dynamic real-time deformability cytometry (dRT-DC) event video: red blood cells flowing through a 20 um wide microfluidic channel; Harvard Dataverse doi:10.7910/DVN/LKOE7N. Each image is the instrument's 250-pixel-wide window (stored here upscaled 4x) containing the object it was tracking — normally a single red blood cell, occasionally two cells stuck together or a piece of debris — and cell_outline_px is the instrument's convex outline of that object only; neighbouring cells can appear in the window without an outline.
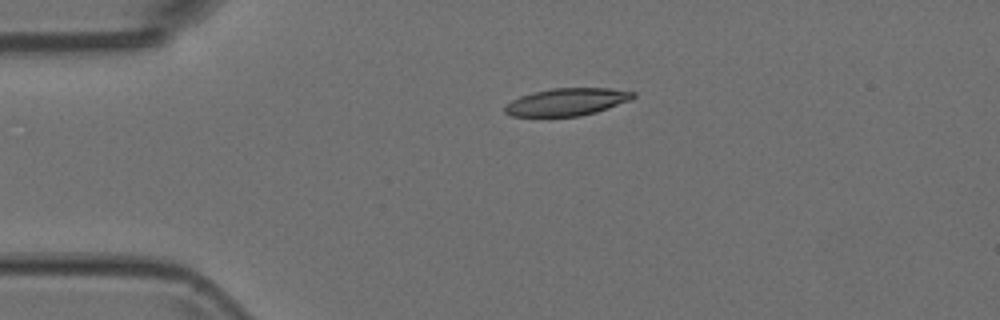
{"species": "Egyptian fruit bat (a non-hibernating species)", "species_latin": "Rousettus aegyptiacus", "temperature_condition": "room temperature", "stored_images_in_passage": 2, "camera_frame_rate_fps": 3000, "um_per_image_px": 0.085, "animal": {"sex": "female"}, "frame": {"image": 1, "passage_image": 1, "time_ms": 0.0, "image_size_px": [1000, 320], "cell_outline_px": [[636, 96], [632, 100], [596, 112], [580, 116], [512, 116], [504, 112], [504, 108], [512, 100], [520, 96], [532, 92], [552, 88], [608, 88], [636, 92]], "centroid_in_image_um": [48.22, 8.65], "position_along_channel_um": 36.8, "area_um2": 20.52}}